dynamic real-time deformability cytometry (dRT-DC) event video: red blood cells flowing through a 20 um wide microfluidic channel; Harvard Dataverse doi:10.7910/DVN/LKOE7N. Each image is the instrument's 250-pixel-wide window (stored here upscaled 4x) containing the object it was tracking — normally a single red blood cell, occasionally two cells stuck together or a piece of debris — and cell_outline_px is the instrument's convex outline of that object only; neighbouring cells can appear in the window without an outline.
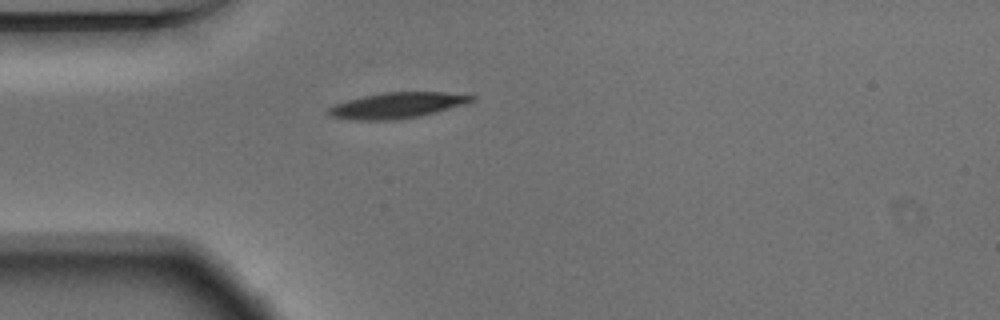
{"species": "Egyptian fruit bat (a non-hibernating species)", "species_latin": "Rousettus aegyptiacus", "temperature_condition": "warm", "stored_images_in_passage": 40, "camera_frame_rate_fps": 3000, "um_per_image_px": 0.085, "animal": {"sex": "male"}, "frame": {"image": 1, "passage_image": 1, "time_ms": 0.0, "image_size_px": [1000, 320], "cell_outline_px": [[476, 100], [464, 104], [436, 112], [420, 116], [392, 120], [356, 120], [332, 116], [324, 112], [328, 108], [336, 104], [348, 100], [364, 96], [384, 92], [444, 92], [476, 96]], "centroid_in_image_um": [33.76, 8.95], "position_along_channel_um": 51.2, "area_um2": 21.33}}
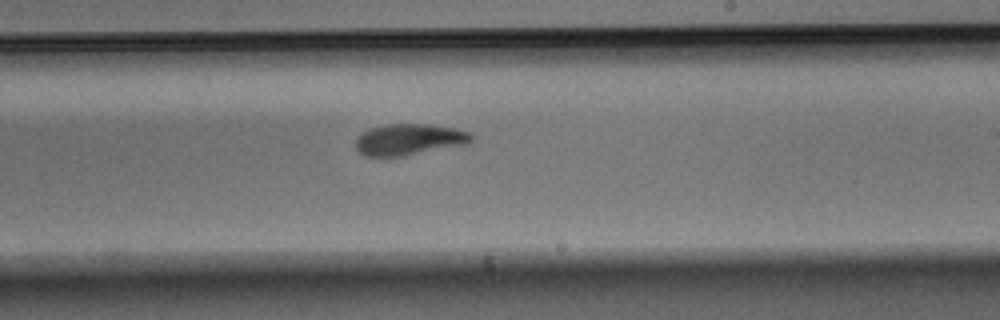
{"frame": {"image": 2, "passage_image": 18, "time_ms": 5.667, "image_size_px": [1000, 320], "cell_outline_px": [[472, 140], [464, 144], [400, 156], [364, 156], [356, 148], [356, 140], [364, 132], [372, 128], [384, 124], [428, 124], [452, 128], [468, 132], [472, 136]], "centroid_in_image_um": [34.74, 11.85], "position_along_channel_um": 254.3, "area_um2": 20.46}}
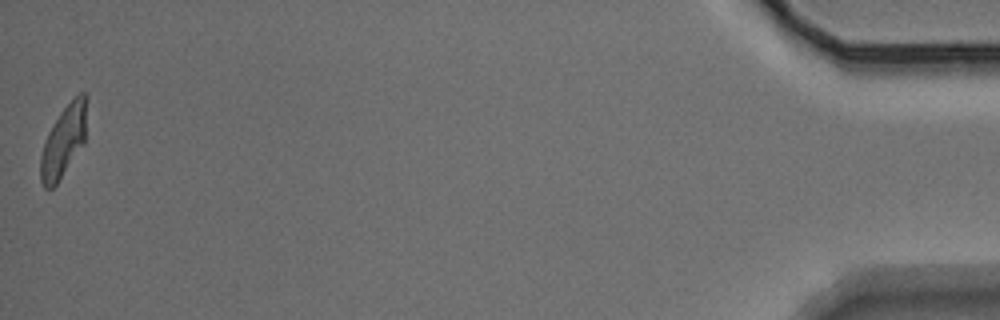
{"frame": {"image": 3, "passage_image": 40, "time_ms": 13.0, "image_size_px": [1000, 320], "cell_outline_px": [[88, 96], [84, 144], [56, 184], [52, 188], [44, 188], [40, 180], [40, 156], [48, 132], [60, 112], [80, 92], [84, 92]], "centroid_in_image_um": [5.42, 11.98], "position_along_channel_um": 429.8, "area_um2": 19.19}, "authors_computed_cell_mechanics": {"area_um2": 21.097, "velocity_mm_per_s": 3.7149, "shape_relaxation_time_tau1_ms": 3.342, "shape_relaxation_time_tau2_ms": 2.6172, "deformation_change_tau1": 0.1573, "deformation_change_tau2": 0.088}}